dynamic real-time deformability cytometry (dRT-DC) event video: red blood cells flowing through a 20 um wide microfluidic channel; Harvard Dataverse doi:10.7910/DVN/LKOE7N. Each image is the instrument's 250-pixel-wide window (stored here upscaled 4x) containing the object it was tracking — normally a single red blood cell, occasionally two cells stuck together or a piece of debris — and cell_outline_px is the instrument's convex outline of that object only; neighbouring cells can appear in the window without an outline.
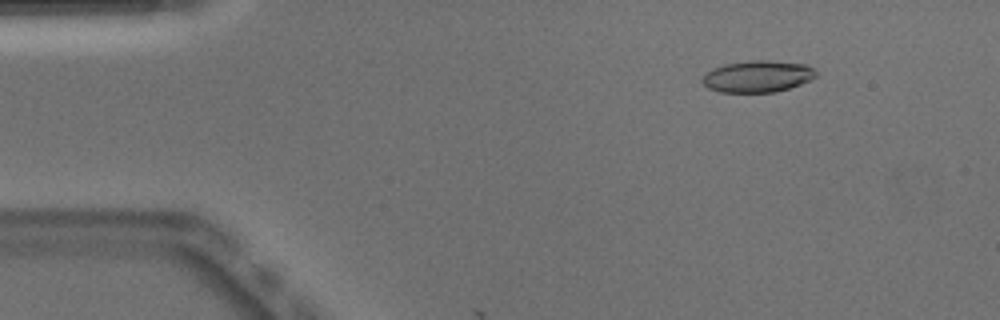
{"species": "Egyptian fruit bat (a non-hibernating species)", "species_latin": "Rousettus aegyptiacus", "temperature_condition": "warm", "stored_images_in_passage": 3, "camera_frame_rate_fps": 3000, "um_per_image_px": 0.085, "animal": {"sex": "male"}, "frame": {"image": 1, "passage_image": 1, "time_ms": 0.0, "image_size_px": [1000, 320], "cell_outline_px": [[816, 76], [812, 80], [776, 92], [720, 92], [708, 88], [700, 80], [712, 68], [724, 64], [752, 60], [768, 60], [808, 64], [816, 72]], "centroid_in_image_um": [64.41, 6.49], "position_along_channel_um": 20.6, "area_um2": 21.04}}